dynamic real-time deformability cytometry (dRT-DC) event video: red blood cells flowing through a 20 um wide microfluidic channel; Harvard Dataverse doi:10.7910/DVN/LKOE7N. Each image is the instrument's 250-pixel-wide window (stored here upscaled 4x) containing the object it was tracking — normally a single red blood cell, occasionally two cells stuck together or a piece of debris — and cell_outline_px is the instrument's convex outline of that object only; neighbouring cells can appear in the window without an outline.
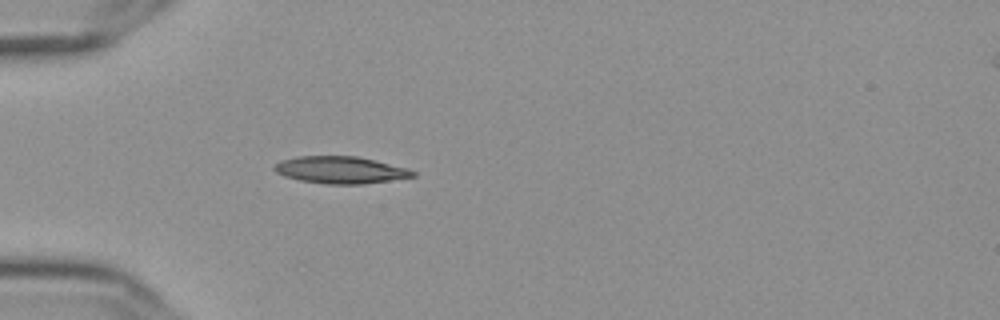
{"species": "Egyptian fruit bat (a non-hibernating species)", "species_latin": "Rousettus aegyptiacus", "temperature_condition": "cold", "stored_images_in_passage": 9, "camera_frame_rate_fps": 3000, "um_per_image_px": 0.085, "frame": {"image": 1, "passage_image": 1, "time_ms": 0.0, "image_size_px": [1000, 320], "cell_outline_px": [[416, 176], [364, 184], [328, 184], [300, 180], [284, 176], [276, 172], [272, 168], [280, 160], [300, 156], [356, 156], [408, 168], [416, 172]], "centroid_in_image_um": [28.93, 14.44], "position_along_channel_um": 56.1, "area_um2": 21.73}}
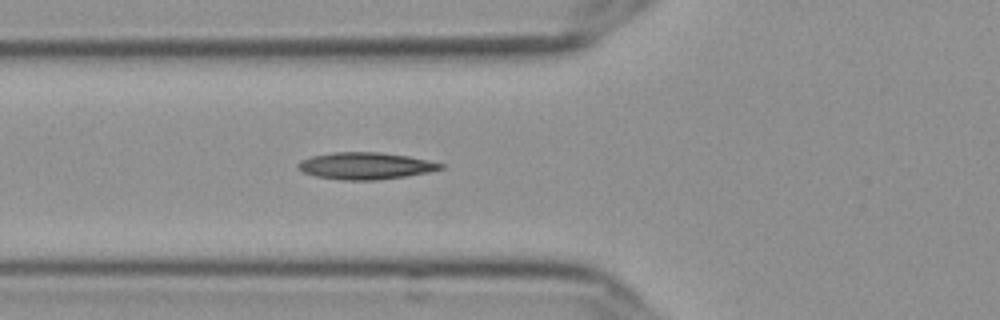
{"frame": {"image": 2, "passage_image": 5, "time_ms": 1.333, "image_size_px": [1000, 320], "cell_outline_px": [[444, 168], [428, 172], [404, 176], [376, 180], [340, 180], [316, 176], [304, 172], [296, 168], [296, 164], [300, 160], [312, 156], [332, 152], [380, 152], [408, 156], [428, 160], [444, 164]], "centroid_in_image_um": [31.03, 14.09], "position_along_channel_um": 94.8, "area_um2": 22.37}}
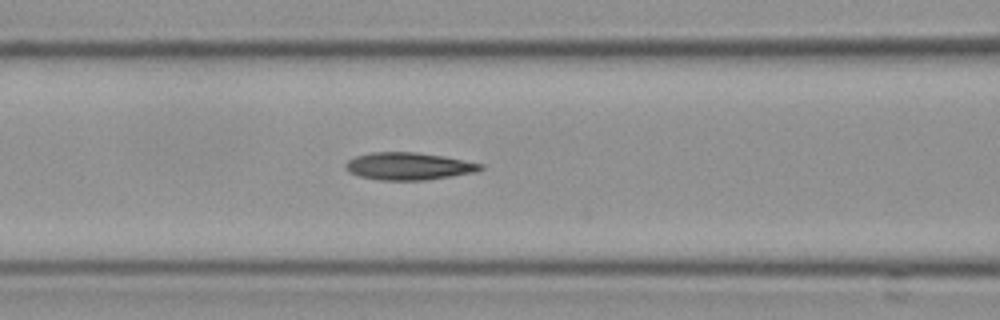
{"frame": {"image": 3, "passage_image": 8, "time_ms": 2.333, "image_size_px": [1000, 320], "cell_outline_px": [[484, 168], [476, 172], [452, 176], [424, 180], [380, 180], [360, 176], [348, 172], [344, 168], [344, 164], [348, 160], [356, 156], [372, 152], [416, 152], [444, 156], [484, 164]], "centroid_in_image_um": [34.73, 14.12], "position_along_channel_um": 131.9, "area_um2": 21.62}}